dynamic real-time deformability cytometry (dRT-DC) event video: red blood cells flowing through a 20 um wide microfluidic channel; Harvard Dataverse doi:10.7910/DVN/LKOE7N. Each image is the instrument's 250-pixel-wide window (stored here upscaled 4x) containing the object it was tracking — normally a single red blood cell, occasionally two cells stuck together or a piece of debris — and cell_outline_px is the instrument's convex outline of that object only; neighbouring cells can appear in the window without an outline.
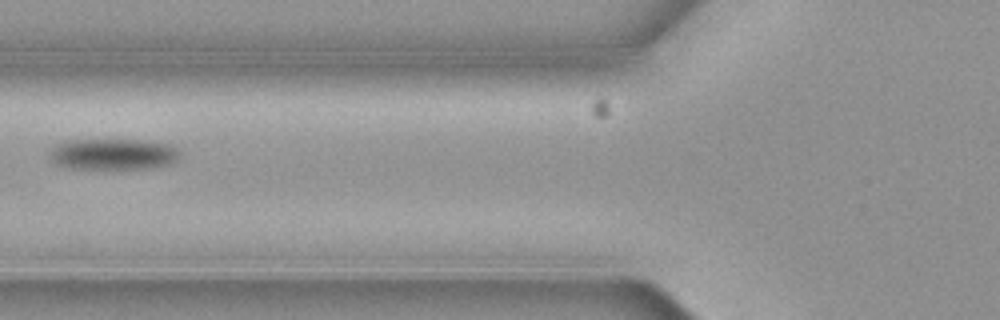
{"species": "common noctule bat (a hibernating species)", "species_latin": "Nyctalus noctula", "temperature_condition": "cold", "stored_images_in_passage": 4, "camera_frame_rate_fps": 3000, "um_per_image_px": 0.085, "animal": {"sex": "female", "body_mass_g": 19.3, "forearm_length_mm": 54.1}, "frame": {"image": 1, "passage_image": 3, "time_ms": 0.667, "image_size_px": [1000, 320], "cell_outline_px": [[180, 156], [172, 164], [148, 168], [72, 168], [56, 164], [48, 156], [52, 148], [56, 144], [68, 140], [144, 140], [168, 144], [176, 148], [180, 152]], "centroid_in_image_um": [9.63, 13.09], "position_along_channel_um": 116.2, "area_um2": 23.52}}
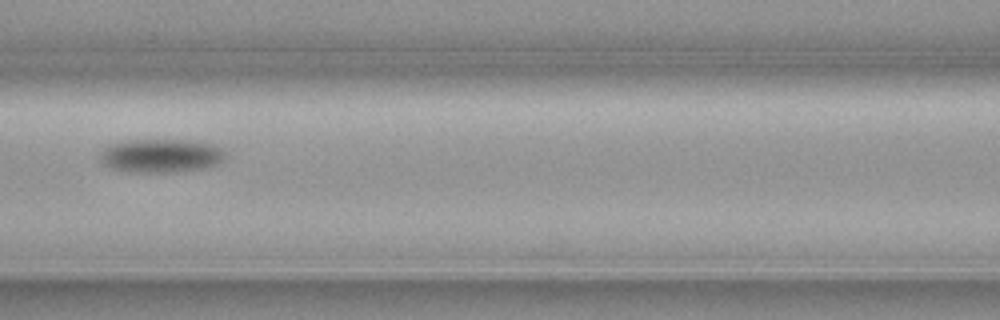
{"frame": {"image": 2, "passage_image": 4, "time_ms": 1.0, "image_size_px": [1000, 320], "cell_outline_px": [[224, 156], [216, 164], [200, 168], [176, 172], [128, 172], [112, 168], [104, 164], [100, 160], [100, 152], [108, 144], [128, 140], [184, 140], [212, 144], [220, 148], [224, 152]], "centroid_in_image_um": [13.6, 13.23], "position_along_channel_um": 153.0, "area_um2": 24.28}}